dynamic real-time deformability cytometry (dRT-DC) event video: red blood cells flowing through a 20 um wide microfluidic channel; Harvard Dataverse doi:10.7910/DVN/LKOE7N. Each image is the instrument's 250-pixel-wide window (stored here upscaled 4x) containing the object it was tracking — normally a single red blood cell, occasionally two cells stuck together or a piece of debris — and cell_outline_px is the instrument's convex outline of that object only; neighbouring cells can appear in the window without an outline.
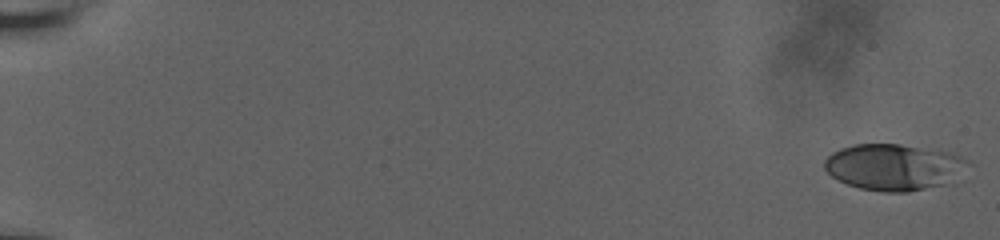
{"species": "human", "species_latin": "Homo sapiens", "temperature_condition": "room temperature", "stored_images_in_passage": 59, "camera_frame_rate_fps": 3000, "um_per_image_px": 0.085, "donor": {"sex": "male"}, "frame": {"image": 1, "passage_image": 1, "time_ms": 0.0, "image_size_px": [1000, 240], "cell_outline_px": [[972, 164], [944, 184], [908, 192], [884, 192], [860, 188], [848, 184], [832, 176], [824, 168], [824, 160], [832, 152], [840, 148], [856, 144], [900, 144], [952, 152], [968, 160]], "centroid_in_image_um": [75.97, 14.18], "position_along_channel_um": 9.0, "area_um2": 38.55}}
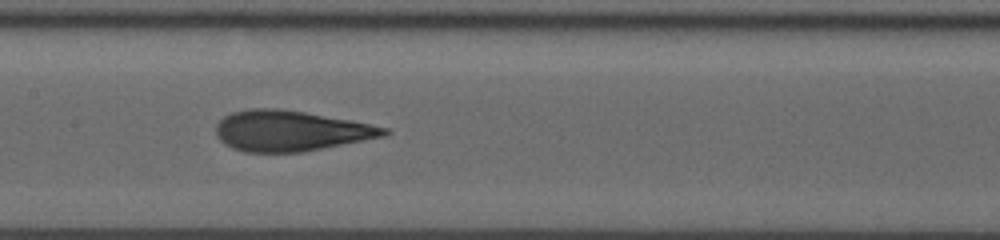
{"frame": {"image": 2, "passage_image": 32, "time_ms": 10.333, "image_size_px": [1000, 240], "cell_outline_px": [[392, 132], [384, 136], [300, 152], [244, 152], [232, 148], [224, 144], [216, 136], [216, 124], [224, 116], [232, 112], [248, 108], [280, 108], [352, 120], [388, 128]], "centroid_in_image_um": [24.65, 11.11], "position_along_channel_um": 182.7, "area_um2": 39.65}}
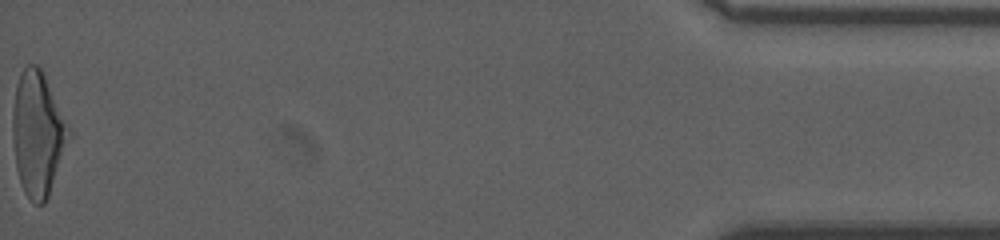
{"frame": {"image": 3, "passage_image": 59, "time_ms": 19.333, "image_size_px": [1000, 240], "cell_outline_px": [[72, 136], [48, 196], [44, 204], [36, 204], [24, 192], [16, 168], [12, 140], [12, 112], [16, 84], [20, 72], [28, 64], [36, 64], [44, 72], [72, 132]], "centroid_in_image_um": [3.22, 11.34], "position_along_channel_um": 432.0, "area_um2": 41.1}, "authors_computed_cell_mechanics": {"area_um2": 38.726, "velocity_mm_per_s": 3.7462, "shape_relaxation_time_tau1_ms": 7.1949, "shape_relaxation_time_tau2_ms": 1.3319, "deformation_change_tau1": 0.2533, "deformation_change_tau2": 0.1051}}